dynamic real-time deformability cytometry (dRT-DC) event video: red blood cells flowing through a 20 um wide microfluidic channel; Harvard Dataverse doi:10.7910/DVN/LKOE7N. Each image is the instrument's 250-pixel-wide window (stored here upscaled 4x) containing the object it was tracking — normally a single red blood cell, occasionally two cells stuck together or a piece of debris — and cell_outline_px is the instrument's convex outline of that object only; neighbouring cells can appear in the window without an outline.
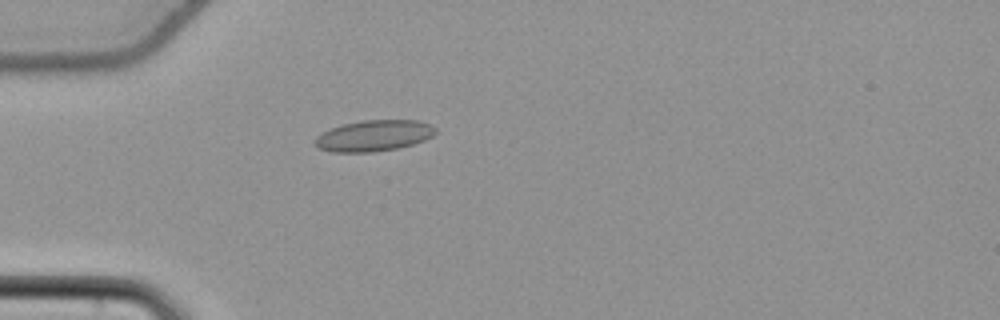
{"species": "common noctule bat (a hibernating species)", "species_latin": "Nyctalus noctula", "temperature_condition": "cold", "stored_images_in_passage": 43, "camera_frame_rate_fps": 3000, "um_per_image_px": 0.085, "animal": {"sex": "female", "body_mass_g": 22.7, "forearm_length_mm": 54.2}, "frame": {"image": 1, "passage_image": 5, "time_ms": 1.333, "image_size_px": [1000, 320], "cell_outline_px": [[436, 132], [432, 136], [424, 140], [400, 148], [372, 152], [332, 152], [316, 148], [316, 136], [332, 128], [344, 124], [364, 120], [416, 120], [428, 124], [436, 128]], "centroid_in_image_um": [31.78, 11.54], "position_along_channel_um": 53.2, "area_um2": 21.68}}
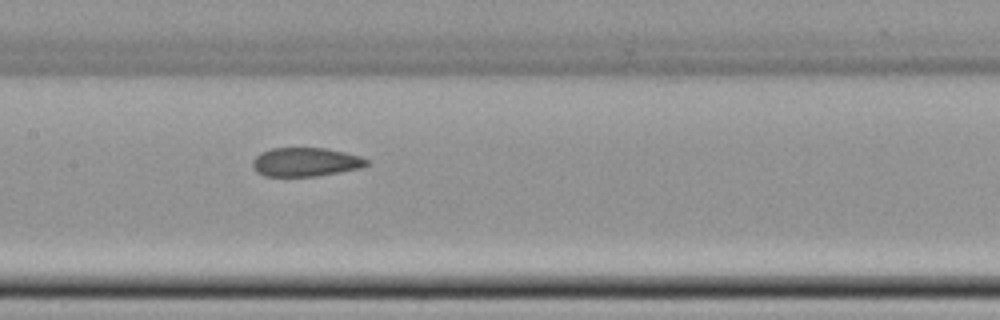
{"frame": {"image": 2, "passage_image": 16, "time_ms": 5.0, "image_size_px": [1000, 320], "cell_outline_px": [[368, 164], [360, 168], [340, 172], [316, 176], [264, 176], [256, 172], [252, 168], [252, 160], [260, 152], [272, 148], [324, 148], [344, 152], [360, 156], [368, 160]], "centroid_in_image_um": [25.93, 13.77], "position_along_channel_um": 181.5, "area_um2": 19.19}}
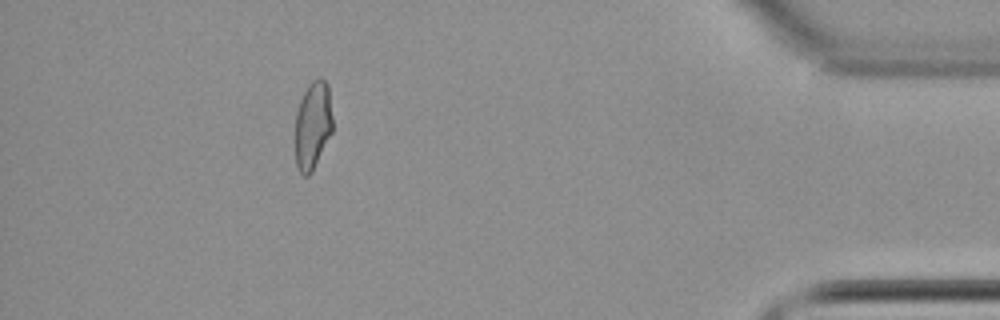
{"frame": {"image": 3, "passage_image": 38, "time_ms": 12.333, "image_size_px": [1000, 320], "cell_outline_px": [[332, 132], [312, 172], [308, 176], [304, 176], [296, 168], [296, 112], [300, 100], [308, 84], [312, 80], [320, 76], [328, 84], [332, 116]], "centroid_in_image_um": [26.59, 10.63], "position_along_channel_um": 408.6, "area_um2": 19.25}, "authors_computed_cell_mechanics": {"area_um2": 20.0566, "velocity_mm_per_s": 3.8101, "shape_relaxation_time_tau1_ms": null, "shape_relaxation_time_tau2_ms": 2.3868, "deformation_change_tau1": null, "deformation_change_tau2": 0.0794}}